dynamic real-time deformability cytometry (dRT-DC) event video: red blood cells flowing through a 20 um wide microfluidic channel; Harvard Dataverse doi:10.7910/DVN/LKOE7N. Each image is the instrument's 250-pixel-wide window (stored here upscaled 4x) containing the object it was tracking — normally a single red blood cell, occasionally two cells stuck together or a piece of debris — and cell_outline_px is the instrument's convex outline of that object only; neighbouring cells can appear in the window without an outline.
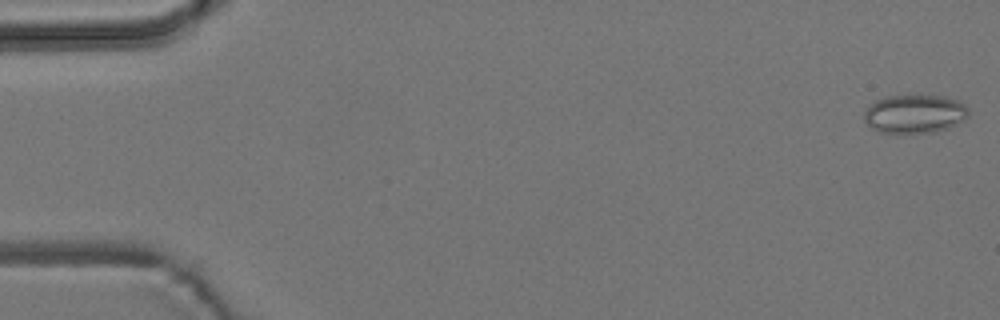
{"species": "common noctule bat (a hibernating species)", "species_latin": "Nyctalus noctula", "temperature_condition": "room temperature", "stored_images_in_passage": 4, "camera_frame_rate_fps": 3000, "um_per_image_px": 0.085, "animal": {"sex": "male", "body_mass_g": 19.2, "forearm_length_mm": 51.8}, "frame": {"image": 1, "passage_image": 1, "time_ms": 0.0, "image_size_px": [1000, 320], "cell_outline_px": [[968, 116], [948, 128], [936, 132], [880, 132], [872, 128], [864, 120], [864, 112], [876, 100], [888, 96], [916, 92], [944, 96], [956, 100], [964, 104], [968, 108]], "centroid_in_image_um": [77.75, 9.62], "position_along_channel_um": 7.2, "area_um2": 23.81}}